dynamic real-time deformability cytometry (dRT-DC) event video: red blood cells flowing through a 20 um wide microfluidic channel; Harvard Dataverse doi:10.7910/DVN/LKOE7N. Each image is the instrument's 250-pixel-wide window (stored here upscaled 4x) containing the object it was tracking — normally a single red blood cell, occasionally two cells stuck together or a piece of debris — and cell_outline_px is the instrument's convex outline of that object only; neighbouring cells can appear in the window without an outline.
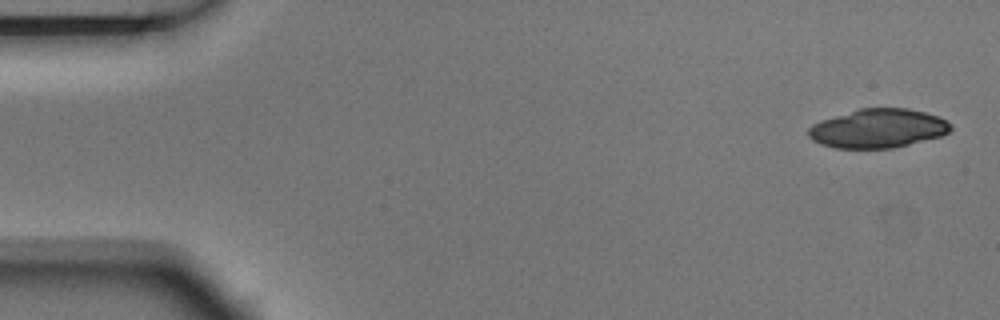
{"species": "Egyptian fruit bat (a non-hibernating species)", "species_latin": "Rousettus aegyptiacus", "temperature_condition": "room temperature", "stored_images_in_passage": 5, "camera_frame_rate_fps": 3000, "um_per_image_px": 0.085, "animal": {"sex": "male"}, "frame": {"image": 1, "passage_image": 1, "time_ms": 0.0, "image_size_px": [1000, 320], "cell_outline_px": [[952, 128], [948, 132], [940, 136], [892, 148], [836, 148], [820, 144], [812, 140], [808, 136], [808, 128], [812, 124], [820, 120], [860, 108], [908, 108], [940, 116], [948, 120], [952, 124]], "centroid_in_image_um": [74.63, 10.91], "position_along_channel_um": 10.4, "area_um2": 32.37}}